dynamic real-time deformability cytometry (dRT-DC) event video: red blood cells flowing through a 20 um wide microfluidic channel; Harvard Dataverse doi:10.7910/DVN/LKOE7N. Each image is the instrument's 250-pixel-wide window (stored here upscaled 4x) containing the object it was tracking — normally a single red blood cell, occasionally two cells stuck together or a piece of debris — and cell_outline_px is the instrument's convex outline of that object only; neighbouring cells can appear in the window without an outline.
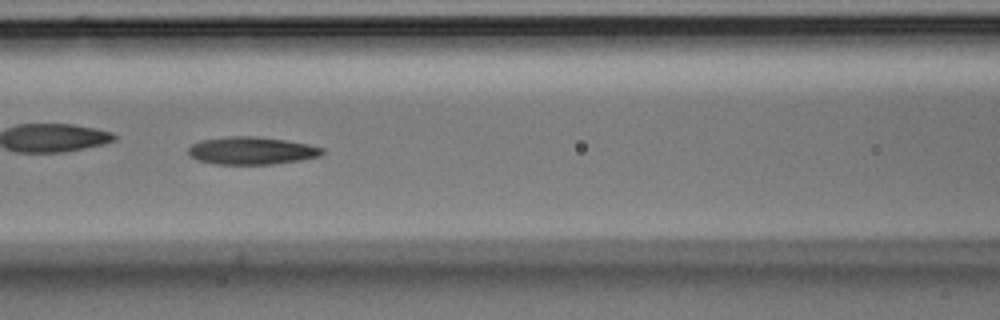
{"species": "Egyptian fruit bat (a non-hibernating species)", "species_latin": "Rousettus aegyptiacus", "temperature_condition": "room temperature", "stored_images_in_passage": 53, "camera_frame_rate_fps": 3000, "um_per_image_px": 0.085, "animal": {"sex": "male"}, "frame": {"image": 1, "passage_image": 23, "time_ms": 7.333, "image_size_px": [1000, 320], "cell_outline_px": [[324, 152], [320, 156], [300, 160], [272, 164], [216, 164], [196, 160], [188, 152], [188, 148], [192, 144], [200, 140], [228, 136], [256, 136], [284, 140], [308, 144], [324, 148]], "centroid_in_image_um": [21.38, 12.8], "position_along_channel_um": 145.2, "area_um2": 21.56}, "authors_computed_cell_mechanics": {"area_um2": 21.2704, "velocity_mm_per_s": 3.7242, "shape_relaxation_time_tau1_ms": 8.8875, "shape_relaxation_time_tau2_ms": 5.8741, "deformation_change_tau1": 0.227, "deformation_change_tau2": 0.1662}}